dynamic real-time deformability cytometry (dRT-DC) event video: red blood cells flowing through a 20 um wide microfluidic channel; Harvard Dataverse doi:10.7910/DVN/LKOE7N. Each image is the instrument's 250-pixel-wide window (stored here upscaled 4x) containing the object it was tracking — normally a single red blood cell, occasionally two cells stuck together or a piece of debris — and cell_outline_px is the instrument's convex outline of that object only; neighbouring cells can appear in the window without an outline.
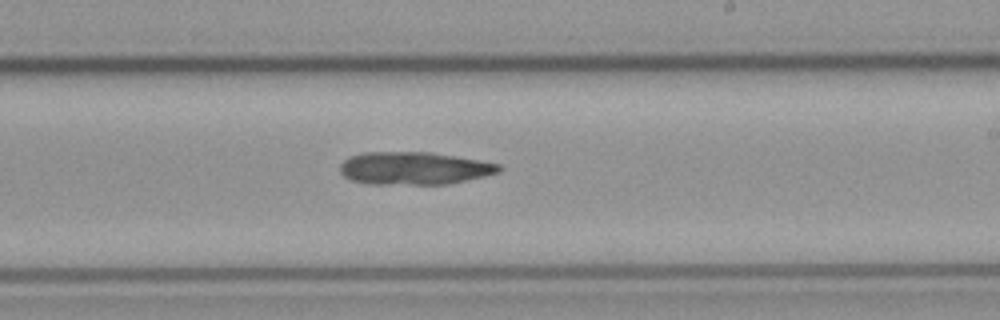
{"species": "common noctule bat (a hibernating species)", "species_latin": "Nyctalus noctula", "temperature_condition": "cold", "stored_images_in_passage": 39, "camera_frame_rate_fps": 3000, "um_per_image_px": 0.085, "animal": {"sex": "male", "body_mass_g": 23.1, "forearm_length_mm": 52.7}, "frame": {"image": 1, "passage_image": 17, "time_ms": 5.333, "image_size_px": [1000, 320], "cell_outline_px": [[504, 168], [500, 172], [484, 176], [448, 184], [368, 184], [352, 180], [344, 176], [340, 172], [340, 164], [344, 160], [352, 156], [364, 152], [432, 152], [456, 156], [500, 164]], "centroid_in_image_um": [35.21, 14.3], "position_along_channel_um": 253.8, "area_um2": 30.35}}
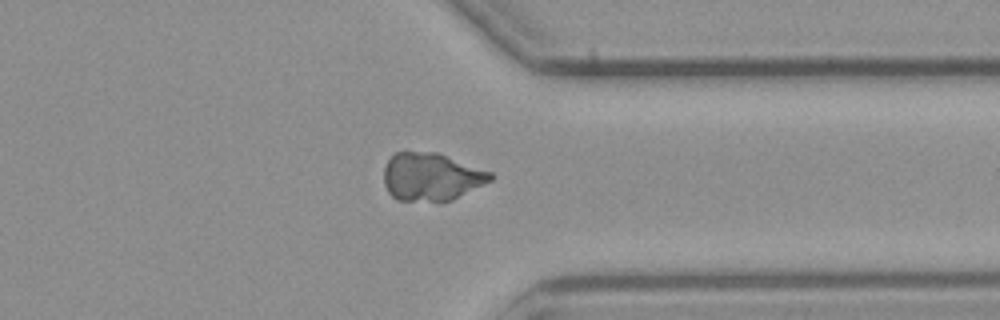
{"frame": {"image": 2, "passage_image": 27, "time_ms": 8.667, "image_size_px": [1000, 320], "cell_outline_px": [[492, 180], [452, 200], [396, 200], [388, 192], [384, 184], [384, 168], [388, 160], [396, 152], [436, 152], [492, 172]], "centroid_in_image_um": [36.64, 15.02], "position_along_channel_um": 374.8, "area_um2": 29.36}}
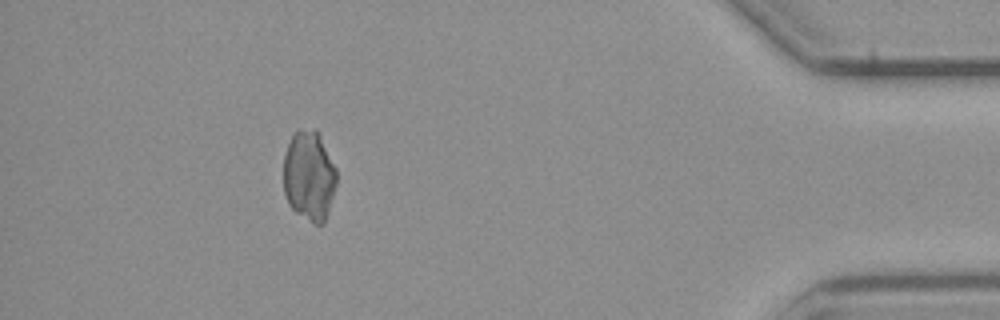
{"frame": {"image": 3, "passage_image": 34, "time_ms": 11.0, "image_size_px": [1000, 320], "cell_outline_px": [[336, 184], [328, 212], [324, 224], [316, 224], [296, 212], [288, 204], [284, 192], [284, 156], [288, 144], [292, 136], [300, 128], [316, 128], [336, 168]], "centroid_in_image_um": [26.27, 14.93], "position_along_channel_um": 408.9, "area_um2": 27.74}, "authors_computed_cell_mechanics": {"area_um2": 29.8248, "velocity_mm_per_s": 3.7214, "shape_relaxation_time_tau1_ms": null, "shape_relaxation_time_tau2_ms": 6.095, "deformation_change_tau1": null, "deformation_change_tau2": 0.0655}}